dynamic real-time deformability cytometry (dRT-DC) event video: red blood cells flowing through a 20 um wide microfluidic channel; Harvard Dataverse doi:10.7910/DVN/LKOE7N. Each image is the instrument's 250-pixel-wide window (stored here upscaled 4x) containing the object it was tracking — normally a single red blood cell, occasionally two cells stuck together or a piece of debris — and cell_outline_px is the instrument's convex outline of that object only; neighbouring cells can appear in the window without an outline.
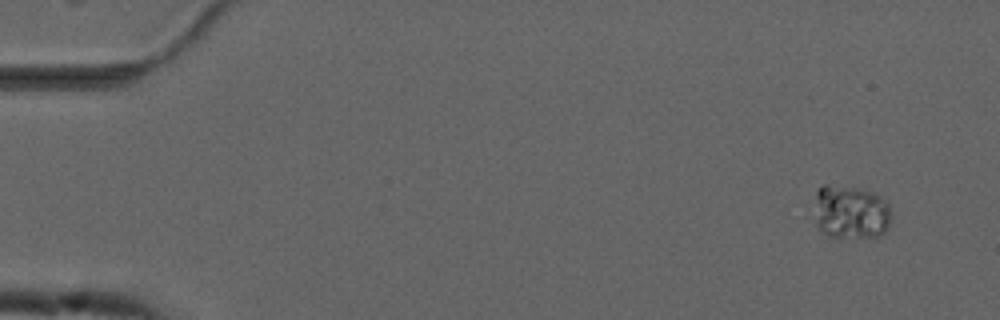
{"species": "common noctule bat (a hibernating species)", "species_latin": "Nyctalus noctula", "temperature_condition": "cold", "stored_images_in_passage": 54, "segment_of_instrument_passage": [1, 2], "camera_frame_rate_fps": 3000, "um_per_image_px": 0.085, "animal": {"sex": "male", "forearm_length_mm": 52.5}, "frame": {"image": 1, "passage_image": 1, "time_ms": 0.0, "image_size_px": [1000, 320], "cell_outline_px": [[888, 224], [884, 232], [880, 236], [828, 236], [816, 224], [816, 192], [824, 184], [828, 184], [856, 188], [872, 192], [880, 196], [888, 204]], "centroid_in_image_um": [72.29, 18.0], "position_along_channel_um": 12.7, "area_um2": 23.41}}
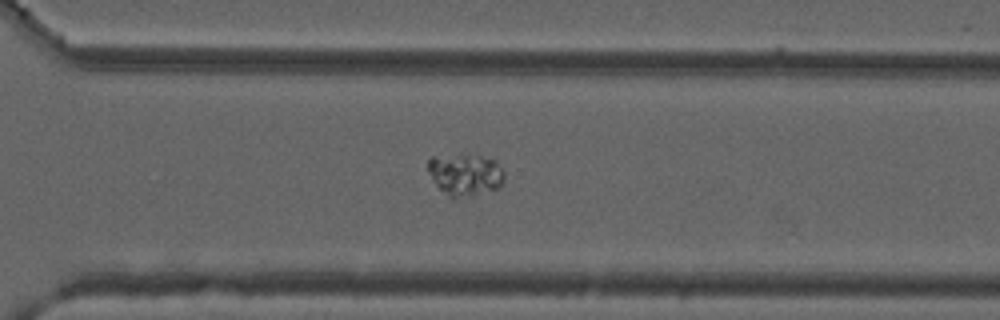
{"frame": {"image": 2, "passage_image": 37, "time_ms": 12.0, "image_size_px": [1000, 320], "cell_outline_px": [[504, 180], [500, 188], [452, 200], [436, 184], [428, 172], [428, 160], [432, 156], [480, 156], [496, 160], [504, 172]], "centroid_in_image_um": [39.56, 14.87], "position_along_channel_um": 331.0, "area_um2": 18.55}}
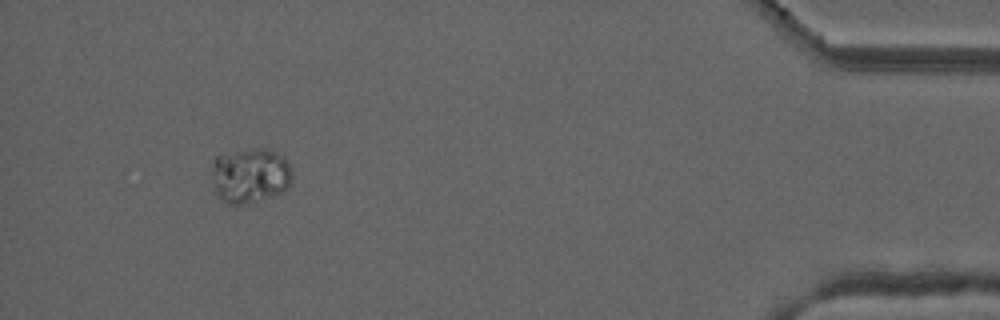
{"frame": {"image": 3, "passage_image": 49, "time_ms": 16.0, "image_size_px": [1000, 320], "cell_outline_px": [[292, 176], [288, 188], [280, 192], [240, 204], [228, 204], [212, 192], [212, 172], [216, 156], [252, 148], [264, 148], [280, 152], [284, 156], [292, 168]], "centroid_in_image_um": [21.26, 14.88], "position_along_channel_um": 413.9, "area_um2": 25.78}}